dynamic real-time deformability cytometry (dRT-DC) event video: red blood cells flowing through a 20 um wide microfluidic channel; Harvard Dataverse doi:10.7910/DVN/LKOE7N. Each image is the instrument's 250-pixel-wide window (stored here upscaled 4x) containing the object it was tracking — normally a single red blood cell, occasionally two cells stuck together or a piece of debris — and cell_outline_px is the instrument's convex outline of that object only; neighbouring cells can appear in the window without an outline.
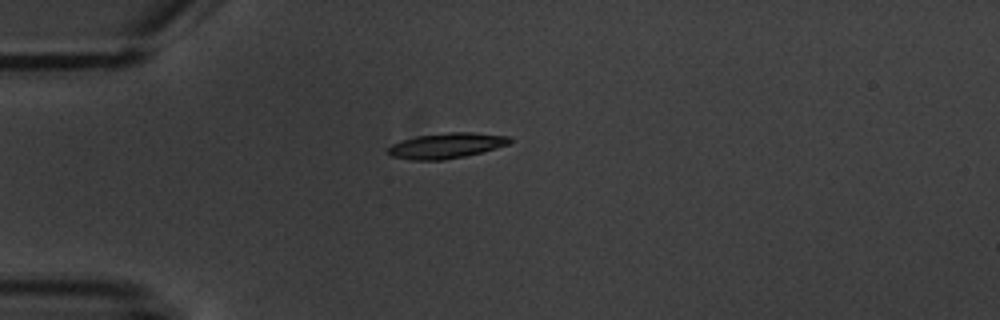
{"species": "common noctule bat (a hibernating species)", "species_latin": "Nyctalus noctula", "temperature_condition": "warm", "stored_images_in_passage": 2, "camera_frame_rate_fps": 3000, "um_per_image_px": 0.085, "animal": {"sex": "male", "body_mass_g": 20.1, "forearm_length_mm": 53.5}, "frame": {"image": 1, "passage_image": 1, "time_ms": 0.0, "image_size_px": [1000, 320], "cell_outline_px": [[512, 140], [508, 144], [496, 148], [464, 156], [444, 160], [412, 160], [392, 156], [388, 152], [388, 148], [392, 144], [400, 140], [416, 136], [448, 132], [472, 132], [508, 136]], "centroid_in_image_um": [37.92, 12.37], "position_along_channel_um": 47.1, "area_um2": 17.92}}